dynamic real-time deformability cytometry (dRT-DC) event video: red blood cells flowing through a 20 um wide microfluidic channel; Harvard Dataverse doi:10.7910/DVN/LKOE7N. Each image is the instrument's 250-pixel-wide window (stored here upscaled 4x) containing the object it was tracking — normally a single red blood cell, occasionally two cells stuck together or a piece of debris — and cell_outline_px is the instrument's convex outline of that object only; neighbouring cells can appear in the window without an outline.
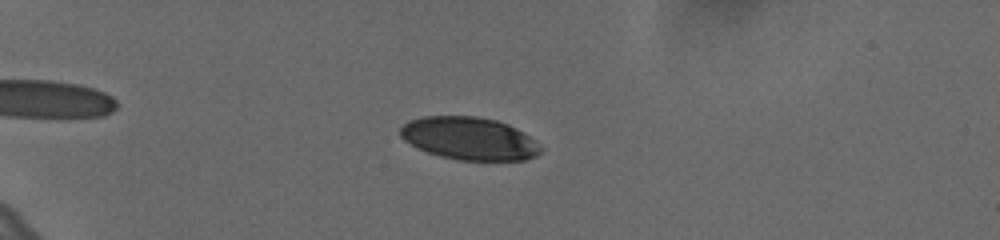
{"species": "human", "species_latin": "Homo sapiens", "temperature_condition": "cold", "stored_images_in_passage": 36, "camera_frame_rate_fps": 3000, "um_per_image_px": 0.085, "donor": {"sex": "female"}, "frame": {"image": 1, "passage_image": 11, "time_ms": 3.333, "image_size_px": [1000, 240], "cell_outline_px": [[544, 148], [536, 156], [524, 160], [460, 160], [440, 156], [416, 148], [404, 140], [400, 136], [400, 128], [408, 120], [424, 116], [476, 116], [496, 120], [508, 124], [524, 132], [536, 140]], "centroid_in_image_um": [39.9, 11.77], "position_along_channel_um": 45.1, "area_um2": 35.2}}
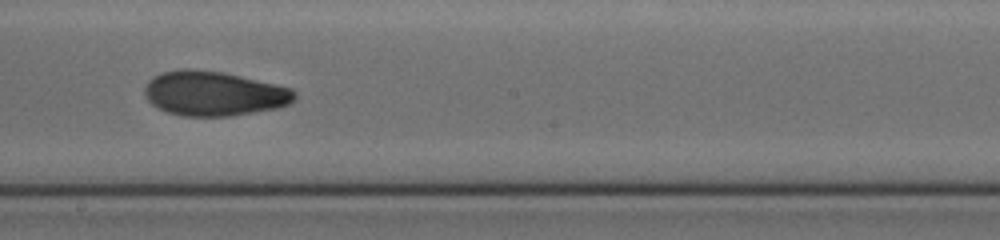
{"frame": {"image": 2, "passage_image": 23, "time_ms": 7.333, "image_size_px": [1000, 240], "cell_outline_px": [[296, 100], [288, 104], [276, 108], [232, 116], [180, 116], [156, 108], [148, 100], [144, 92], [144, 88], [148, 80], [160, 72], [180, 68], [188, 68], [224, 72], [276, 84], [292, 88], [296, 92]], "centroid_in_image_um": [18.16, 7.94], "position_along_channel_um": 230.0, "area_um2": 39.36}}
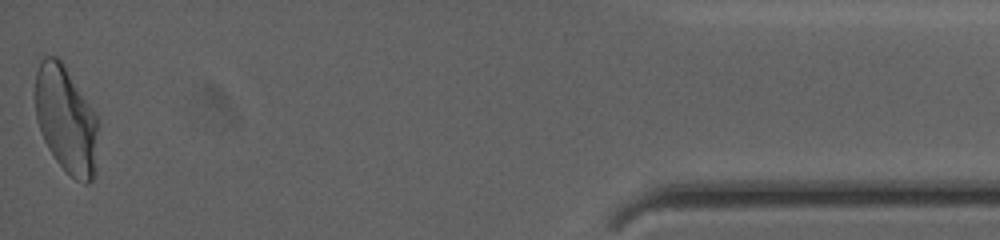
{"frame": {"image": 3, "passage_image": 36, "time_ms": 11.667, "image_size_px": [1000, 240], "cell_outline_px": [[96, 172], [92, 180], [88, 184], [84, 184], [76, 180], [56, 160], [48, 148], [40, 132], [36, 120], [36, 72], [40, 60], [44, 56], [56, 56], [64, 64], [96, 112]], "centroid_in_image_um": [5.61, 10.16], "position_along_channel_um": 429.6, "area_um2": 39.13}}